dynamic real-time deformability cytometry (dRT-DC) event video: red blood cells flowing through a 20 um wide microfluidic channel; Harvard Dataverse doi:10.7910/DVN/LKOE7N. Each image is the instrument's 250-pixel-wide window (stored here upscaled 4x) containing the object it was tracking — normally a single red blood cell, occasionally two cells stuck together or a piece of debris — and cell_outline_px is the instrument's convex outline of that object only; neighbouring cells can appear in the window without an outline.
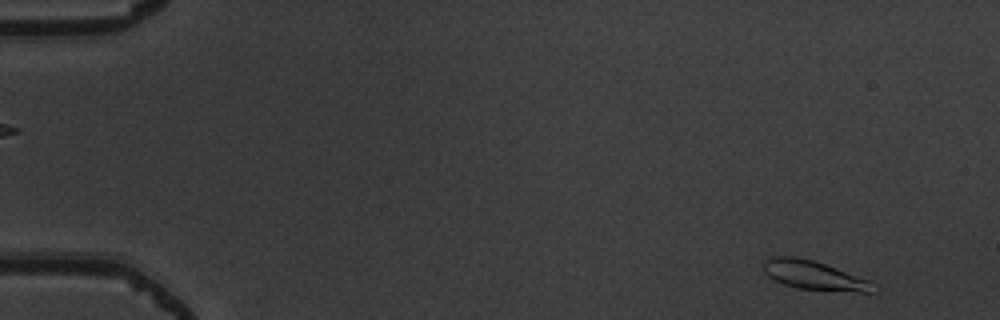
{"species": "common noctule bat (a hibernating species)", "species_latin": "Nyctalus noctula", "temperature_condition": "warm", "stored_images_in_passage": 51, "camera_frame_rate_fps": 3000, "um_per_image_px": 0.085, "animal": {"sex": "male", "body_mass_g": 19.5, "forearm_length_mm": 54.6}, "frame": {"image": 1, "passage_image": 1, "time_ms": 0.0, "image_size_px": [1000, 320], "cell_outline_px": [[880, 288], [876, 292], [860, 292], [796, 288], [784, 284], [768, 276], [764, 272], [760, 264], [764, 260], [772, 256], [796, 256], [812, 260], [824, 264], [868, 280]], "centroid_in_image_um": [69.16, 23.4], "position_along_channel_um": 15.8, "area_um2": 18.55}}
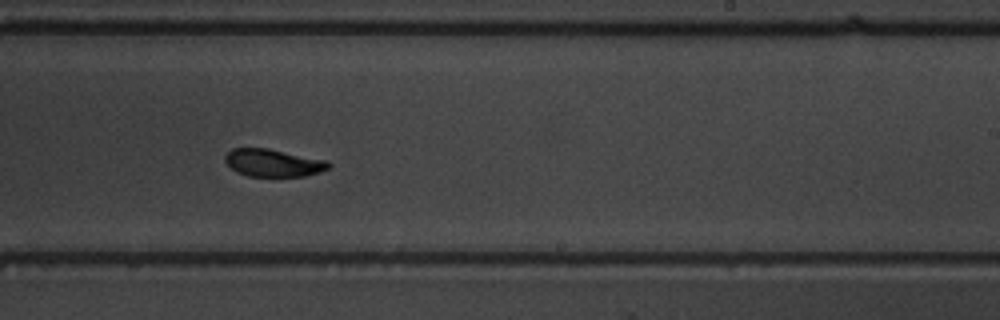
{"frame": {"image": 2, "passage_image": 31, "time_ms": 10.0, "image_size_px": [1000, 320], "cell_outline_px": [[332, 164], [328, 168], [320, 172], [304, 176], [248, 176], [236, 172], [224, 160], [224, 156], [232, 148], [268, 148], [328, 160]], "centroid_in_image_um": [23.23, 13.83], "position_along_channel_um": 265.8, "area_um2": 16.7}}
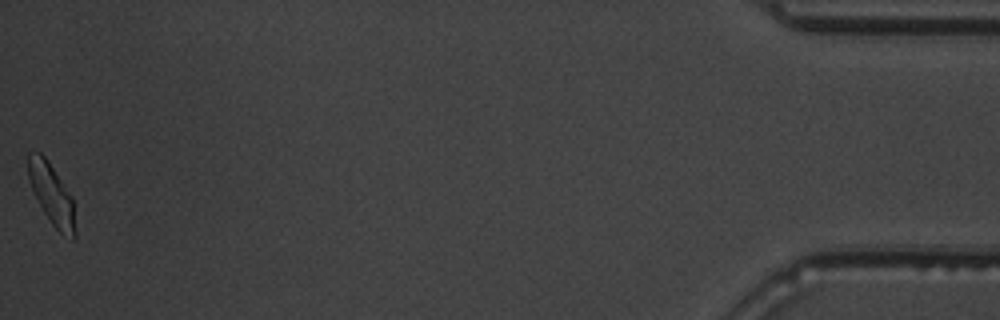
{"frame": {"image": 3, "passage_image": 51, "time_ms": 16.667, "image_size_px": [1000, 320], "cell_outline_px": [[76, 236], [72, 240], [60, 232], [52, 224], [44, 212], [28, 180], [28, 152], [40, 152], [48, 160], [72, 196], [76, 232]], "centroid_in_image_um": [4.41, 16.51], "position_along_channel_um": 430.8, "area_um2": 16.53}, "authors_computed_cell_mechanics": {"area_um2": 17.5712, "velocity_mm_per_s": 3.8063, "shape_relaxation_time_tau1_ms": 2.2442, "shape_relaxation_time_tau2_ms": 2.6023, "deformation_change_tau1": 0.1228, "deformation_change_tau2": 0.0565}}